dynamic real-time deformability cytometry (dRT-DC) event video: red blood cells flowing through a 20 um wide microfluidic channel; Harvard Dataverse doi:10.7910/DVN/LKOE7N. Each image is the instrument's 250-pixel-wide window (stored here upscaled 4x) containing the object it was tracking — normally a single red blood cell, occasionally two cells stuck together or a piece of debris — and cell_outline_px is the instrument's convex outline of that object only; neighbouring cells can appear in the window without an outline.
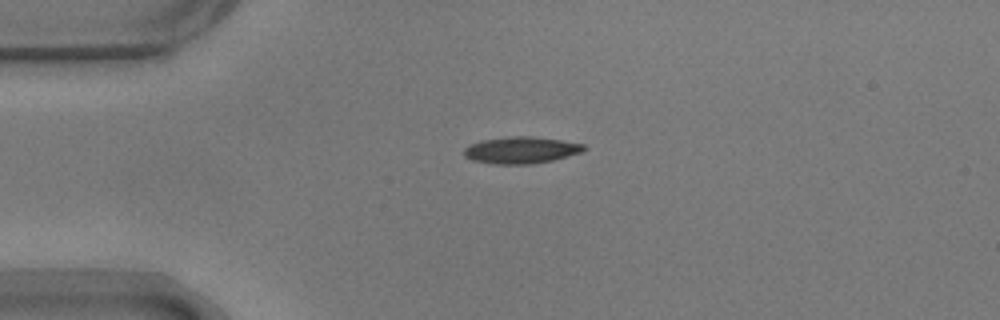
{"species": "common noctule bat (a hibernating species)", "species_latin": "Nyctalus noctula", "temperature_condition": "warm", "stored_images_in_passage": 8, "camera_frame_rate_fps": 3000, "um_per_image_px": 0.085, "animal": {"sex": "male", "body_mass_g": 17.9}, "frame": {"image": 1, "passage_image": 1, "time_ms": 0.0, "image_size_px": [1000, 320], "cell_outline_px": [[584, 148], [580, 152], [552, 160], [532, 164], [496, 164], [472, 160], [464, 156], [464, 148], [472, 144], [484, 140], [508, 136], [528, 136], [560, 140], [584, 144]], "centroid_in_image_um": [44.25, 12.76], "position_along_channel_um": 40.7, "area_um2": 18.32}}
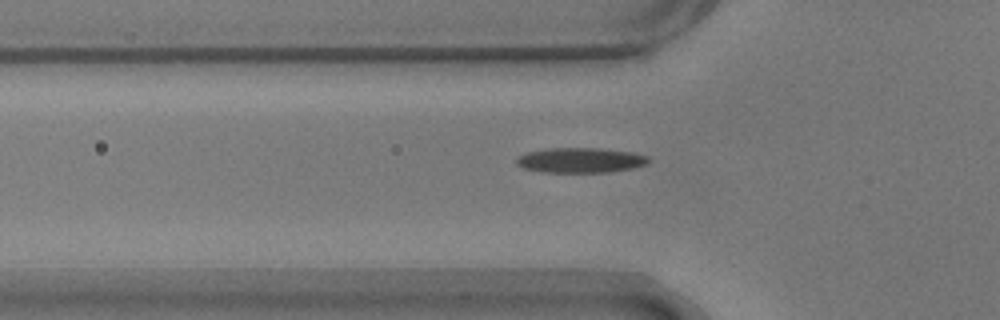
{"frame": {"image": 2, "passage_image": 6, "time_ms": 1.667, "image_size_px": [1000, 320], "cell_outline_px": [[648, 160], [644, 164], [632, 168], [608, 172], [544, 172], [524, 168], [516, 164], [516, 156], [528, 152], [548, 148], [600, 148], [632, 152], [648, 156]], "centroid_in_image_um": [49.29, 13.61], "position_along_channel_um": 76.5, "area_um2": 19.13}}